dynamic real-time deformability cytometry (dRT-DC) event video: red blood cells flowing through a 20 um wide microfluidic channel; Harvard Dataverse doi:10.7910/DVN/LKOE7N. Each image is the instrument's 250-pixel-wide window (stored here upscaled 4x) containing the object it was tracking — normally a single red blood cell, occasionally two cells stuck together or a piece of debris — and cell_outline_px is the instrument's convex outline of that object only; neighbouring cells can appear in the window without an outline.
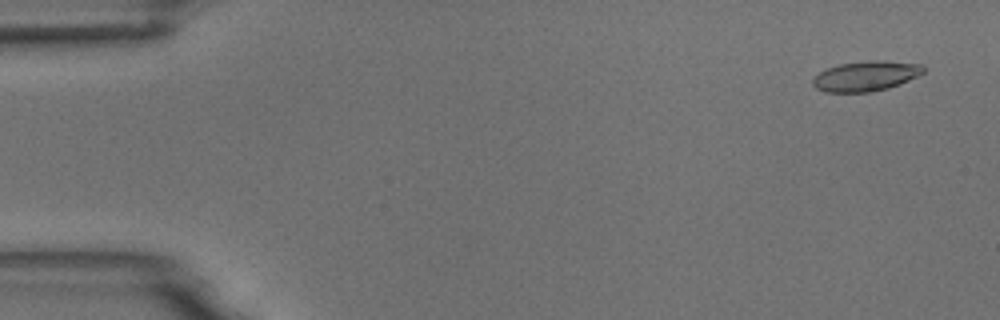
{"species": "common noctule bat (a hibernating species)", "species_latin": "Nyctalus noctula", "temperature_condition": "room temperature", "stored_images_in_passage": 6, "camera_frame_rate_fps": 3000, "um_per_image_px": 0.085, "animal": {"sex": "male", "body_mass_g": 18.8}, "frame": {"image": 1, "passage_image": 1, "time_ms": 0.0, "image_size_px": [1000, 320], "cell_outline_px": [[924, 72], [900, 84], [888, 88], [872, 92], [824, 92], [816, 88], [812, 84], [812, 80], [820, 72], [828, 68], [840, 64], [868, 60], [880, 60], [920, 64], [924, 68]], "centroid_in_image_um": [73.58, 6.47], "position_along_channel_um": 11.4, "area_um2": 19.25}}
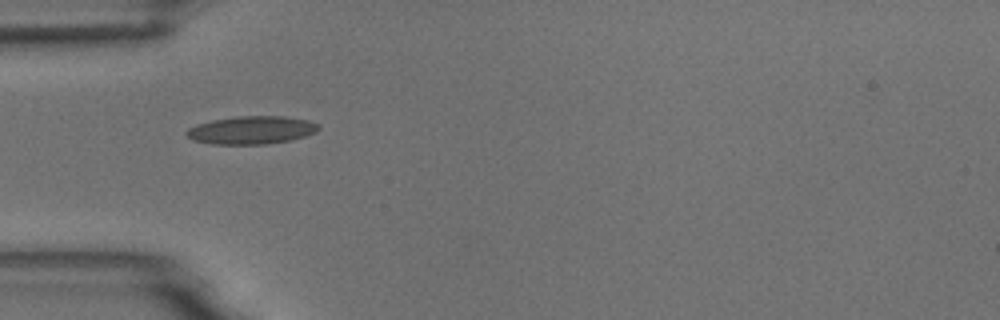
{"frame": {"image": 2, "passage_image": 5, "time_ms": 4.667, "image_size_px": [1000, 320], "cell_outline_px": [[320, 128], [316, 132], [304, 136], [288, 140], [268, 144], [212, 144], [192, 140], [184, 132], [188, 128], [196, 124], [212, 120], [236, 116], [284, 116], [308, 120], [320, 124]], "centroid_in_image_um": [21.36, 11.05], "position_along_channel_um": 63.6, "area_um2": 21.62}}